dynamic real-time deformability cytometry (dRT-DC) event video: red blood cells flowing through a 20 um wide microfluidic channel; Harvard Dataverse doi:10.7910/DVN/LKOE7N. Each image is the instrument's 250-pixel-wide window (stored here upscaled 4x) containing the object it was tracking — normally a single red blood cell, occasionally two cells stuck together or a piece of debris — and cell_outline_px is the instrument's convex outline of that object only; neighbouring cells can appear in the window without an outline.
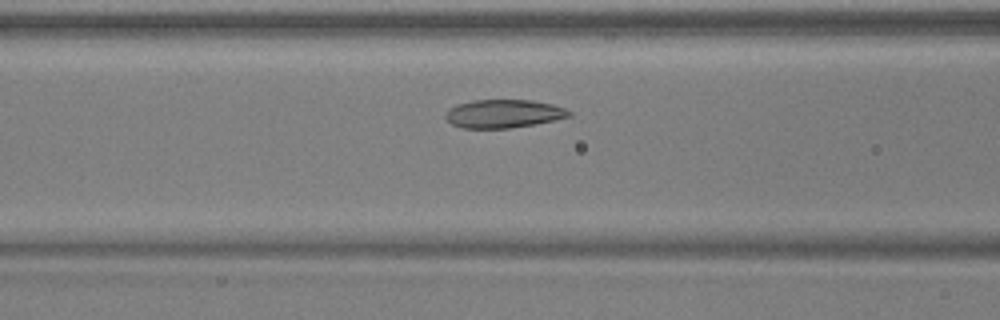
{"species": "common noctule bat (a hibernating species)", "species_latin": "Nyctalus noctula", "temperature_condition": "warm", "stored_images_in_passage": 41, "camera_frame_rate_fps": 3000, "um_per_image_px": 0.085, "animal": {"sex": "male", "body_mass_g": 17.9, "forearm_length_mm": 54.2}, "frame": {"image": 1, "passage_image": 10, "time_ms": 3.0, "image_size_px": [1000, 320], "cell_outline_px": [[572, 116], [512, 128], [464, 128], [452, 124], [444, 116], [444, 112], [448, 108], [456, 104], [472, 100], [532, 100], [552, 104], [564, 108], [572, 112]], "centroid_in_image_um": [42.76, 9.65], "position_along_channel_um": 123.8, "area_um2": 20.4}}
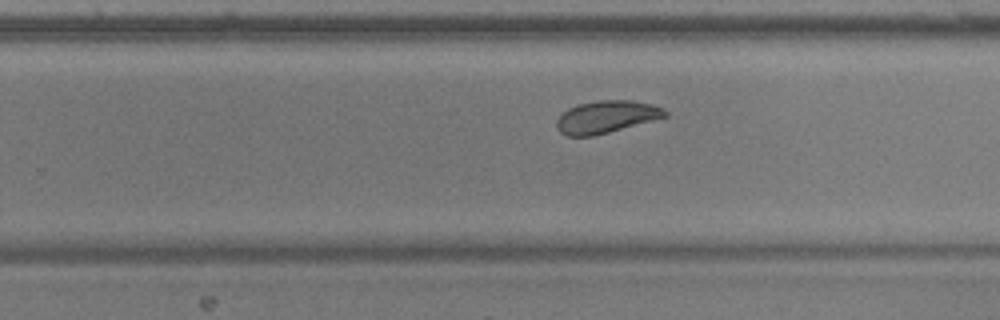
{"frame": {"image": 2, "passage_image": 22, "time_ms": 7.0, "image_size_px": [1000, 320], "cell_outline_px": [[668, 116], [608, 132], [592, 136], [568, 136], [560, 132], [556, 128], [556, 120], [568, 108], [576, 104], [596, 100], [628, 100], [652, 104], [668, 112]], "centroid_in_image_um": [51.5, 9.93], "position_along_channel_um": 278.3, "area_um2": 20.29}}
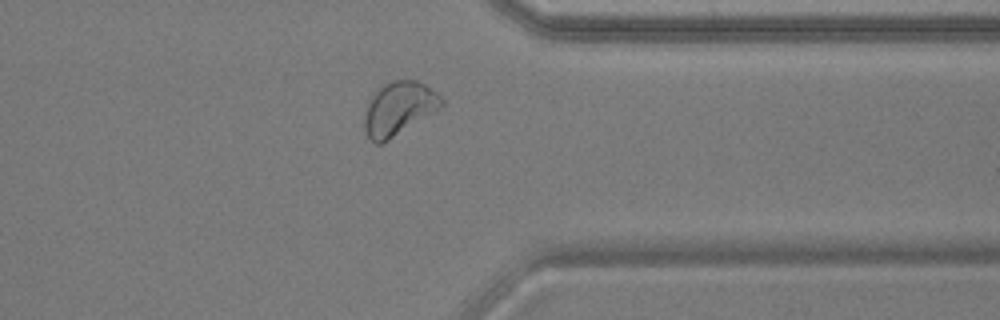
{"frame": {"image": 3, "passage_image": 30, "time_ms": 9.667, "image_size_px": [1000, 320], "cell_outline_px": [[444, 104], [440, 108], [388, 140], [380, 144], [376, 144], [364, 132], [364, 112], [368, 100], [372, 92], [376, 88], [392, 80], [416, 80], [424, 84], [436, 92], [444, 100]], "centroid_in_image_um": [33.85, 9.2], "position_along_channel_um": 377.6, "area_um2": 24.04}, "authors_computed_cell_mechanics": {"area_um2": 21.675, "velocity_mm_per_s": 3.8681, "shape_relaxation_time_tau1_ms": 7.64, "shape_relaxation_time_tau2_ms": 5.3118, "deformation_change_tau1": 0.1927, "deformation_change_tau2": 0.0793}}